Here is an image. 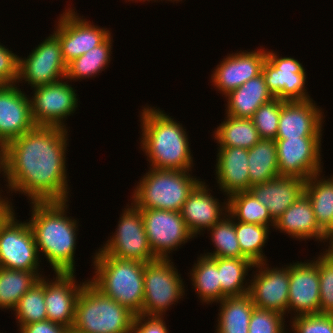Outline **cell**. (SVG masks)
Wrapping results in <instances>:
<instances>
[{"instance_id":"6da1fadb","label":"cell","mask_w":333,"mask_h":333,"mask_svg":"<svg viewBox=\"0 0 333 333\" xmlns=\"http://www.w3.org/2000/svg\"><path fill=\"white\" fill-rule=\"evenodd\" d=\"M68 133L61 127L35 126L2 148L0 178L7 195L21 194L28 203L70 200Z\"/></svg>"},{"instance_id":"7a4b0ae2","label":"cell","mask_w":333,"mask_h":333,"mask_svg":"<svg viewBox=\"0 0 333 333\" xmlns=\"http://www.w3.org/2000/svg\"><path fill=\"white\" fill-rule=\"evenodd\" d=\"M140 150L147 157L149 168L191 171L195 169L188 131L162 108L141 106ZM176 119V120H175ZM192 151V152H191Z\"/></svg>"},{"instance_id":"3957f363","label":"cell","mask_w":333,"mask_h":333,"mask_svg":"<svg viewBox=\"0 0 333 333\" xmlns=\"http://www.w3.org/2000/svg\"><path fill=\"white\" fill-rule=\"evenodd\" d=\"M69 201L30 202L27 221L34 233L40 260L45 257L53 272H76L79 219L68 216Z\"/></svg>"},{"instance_id":"277c9868","label":"cell","mask_w":333,"mask_h":333,"mask_svg":"<svg viewBox=\"0 0 333 333\" xmlns=\"http://www.w3.org/2000/svg\"><path fill=\"white\" fill-rule=\"evenodd\" d=\"M92 254L94 273L88 281L135 315L142 314L145 263L112 257L98 249Z\"/></svg>"},{"instance_id":"5b68a950","label":"cell","mask_w":333,"mask_h":333,"mask_svg":"<svg viewBox=\"0 0 333 333\" xmlns=\"http://www.w3.org/2000/svg\"><path fill=\"white\" fill-rule=\"evenodd\" d=\"M191 171L148 167L133 187L130 201L136 208L180 212L189 194L202 181Z\"/></svg>"},{"instance_id":"8992f818","label":"cell","mask_w":333,"mask_h":333,"mask_svg":"<svg viewBox=\"0 0 333 333\" xmlns=\"http://www.w3.org/2000/svg\"><path fill=\"white\" fill-rule=\"evenodd\" d=\"M134 317L128 308L87 281L76 301L71 330L80 333H131Z\"/></svg>"},{"instance_id":"52a82bcc","label":"cell","mask_w":333,"mask_h":333,"mask_svg":"<svg viewBox=\"0 0 333 333\" xmlns=\"http://www.w3.org/2000/svg\"><path fill=\"white\" fill-rule=\"evenodd\" d=\"M174 263L173 258H157L145 263L142 315L168 316L167 311L183 301L188 289Z\"/></svg>"},{"instance_id":"ba28073f","label":"cell","mask_w":333,"mask_h":333,"mask_svg":"<svg viewBox=\"0 0 333 333\" xmlns=\"http://www.w3.org/2000/svg\"><path fill=\"white\" fill-rule=\"evenodd\" d=\"M128 202L122 213L115 232L108 236L98 250L112 257L148 262L157 259L149 245L141 210Z\"/></svg>"},{"instance_id":"9c48e42d","label":"cell","mask_w":333,"mask_h":333,"mask_svg":"<svg viewBox=\"0 0 333 333\" xmlns=\"http://www.w3.org/2000/svg\"><path fill=\"white\" fill-rule=\"evenodd\" d=\"M70 82L63 78L32 90L29 97L32 119L36 126L61 127L69 130L70 127L65 122L69 116L75 115L80 102L77 89Z\"/></svg>"},{"instance_id":"30bf717a","label":"cell","mask_w":333,"mask_h":333,"mask_svg":"<svg viewBox=\"0 0 333 333\" xmlns=\"http://www.w3.org/2000/svg\"><path fill=\"white\" fill-rule=\"evenodd\" d=\"M74 4H68L55 21L53 33L60 41L62 56L66 64L100 45L111 29L101 27L77 13ZM72 6V7H71Z\"/></svg>"},{"instance_id":"8fae6325","label":"cell","mask_w":333,"mask_h":333,"mask_svg":"<svg viewBox=\"0 0 333 333\" xmlns=\"http://www.w3.org/2000/svg\"><path fill=\"white\" fill-rule=\"evenodd\" d=\"M303 66L295 57L281 56L279 52L266 48V60L261 73L274 98L284 101L313 99L305 86L307 71Z\"/></svg>"},{"instance_id":"7c38bea8","label":"cell","mask_w":333,"mask_h":333,"mask_svg":"<svg viewBox=\"0 0 333 333\" xmlns=\"http://www.w3.org/2000/svg\"><path fill=\"white\" fill-rule=\"evenodd\" d=\"M22 57L19 56L17 80L21 86L27 84L32 90L66 77L67 64L62 56L60 41L53 33L33 47L27 57Z\"/></svg>"},{"instance_id":"4fadbf2b","label":"cell","mask_w":333,"mask_h":333,"mask_svg":"<svg viewBox=\"0 0 333 333\" xmlns=\"http://www.w3.org/2000/svg\"><path fill=\"white\" fill-rule=\"evenodd\" d=\"M15 214L0 230V267L43 273L34 233L27 220ZM43 271H42V270Z\"/></svg>"},{"instance_id":"5bb4252c","label":"cell","mask_w":333,"mask_h":333,"mask_svg":"<svg viewBox=\"0 0 333 333\" xmlns=\"http://www.w3.org/2000/svg\"><path fill=\"white\" fill-rule=\"evenodd\" d=\"M153 254L157 258H172L187 242L194 240L178 211L138 208Z\"/></svg>"},{"instance_id":"9a60e30c","label":"cell","mask_w":333,"mask_h":333,"mask_svg":"<svg viewBox=\"0 0 333 333\" xmlns=\"http://www.w3.org/2000/svg\"><path fill=\"white\" fill-rule=\"evenodd\" d=\"M322 138H276L280 176H294L307 180L323 171Z\"/></svg>"},{"instance_id":"2e32d148","label":"cell","mask_w":333,"mask_h":333,"mask_svg":"<svg viewBox=\"0 0 333 333\" xmlns=\"http://www.w3.org/2000/svg\"><path fill=\"white\" fill-rule=\"evenodd\" d=\"M281 266L273 267L268 261L255 264L249 276V294L255 307L276 311L288 318L289 264Z\"/></svg>"},{"instance_id":"e0dca14e","label":"cell","mask_w":333,"mask_h":333,"mask_svg":"<svg viewBox=\"0 0 333 333\" xmlns=\"http://www.w3.org/2000/svg\"><path fill=\"white\" fill-rule=\"evenodd\" d=\"M221 60L211 71L209 79L212 87L223 97L261 74L266 49L262 45L255 50L231 51Z\"/></svg>"},{"instance_id":"ac0fdd59","label":"cell","mask_w":333,"mask_h":333,"mask_svg":"<svg viewBox=\"0 0 333 333\" xmlns=\"http://www.w3.org/2000/svg\"><path fill=\"white\" fill-rule=\"evenodd\" d=\"M53 273V279L44 274L47 319L71 330L75 320L77 298L89 277L81 282L77 281L76 272Z\"/></svg>"},{"instance_id":"d6986e66","label":"cell","mask_w":333,"mask_h":333,"mask_svg":"<svg viewBox=\"0 0 333 333\" xmlns=\"http://www.w3.org/2000/svg\"><path fill=\"white\" fill-rule=\"evenodd\" d=\"M318 264L312 259L289 263L288 314L320 313Z\"/></svg>"},{"instance_id":"ffe728a7","label":"cell","mask_w":333,"mask_h":333,"mask_svg":"<svg viewBox=\"0 0 333 333\" xmlns=\"http://www.w3.org/2000/svg\"><path fill=\"white\" fill-rule=\"evenodd\" d=\"M211 189L202 180L189 194L180 210L188 230L195 238L205 234L206 230L228 214V197L225 196L222 202L214 196Z\"/></svg>"},{"instance_id":"44dd1931","label":"cell","mask_w":333,"mask_h":333,"mask_svg":"<svg viewBox=\"0 0 333 333\" xmlns=\"http://www.w3.org/2000/svg\"><path fill=\"white\" fill-rule=\"evenodd\" d=\"M23 90L17 83L0 88L1 148L36 126L32 119L30 97Z\"/></svg>"},{"instance_id":"7402d4cb","label":"cell","mask_w":333,"mask_h":333,"mask_svg":"<svg viewBox=\"0 0 333 333\" xmlns=\"http://www.w3.org/2000/svg\"><path fill=\"white\" fill-rule=\"evenodd\" d=\"M325 118L324 109L314 99L282 100L276 138L322 137Z\"/></svg>"},{"instance_id":"603a6c76","label":"cell","mask_w":333,"mask_h":333,"mask_svg":"<svg viewBox=\"0 0 333 333\" xmlns=\"http://www.w3.org/2000/svg\"><path fill=\"white\" fill-rule=\"evenodd\" d=\"M215 182L224 196L249 191L248 150L241 147H217Z\"/></svg>"},{"instance_id":"cb8c5ba5","label":"cell","mask_w":333,"mask_h":333,"mask_svg":"<svg viewBox=\"0 0 333 333\" xmlns=\"http://www.w3.org/2000/svg\"><path fill=\"white\" fill-rule=\"evenodd\" d=\"M274 230L297 241L314 240L326 246L324 230L316 221L312 204L304 193L276 221Z\"/></svg>"},{"instance_id":"d4e9b609","label":"cell","mask_w":333,"mask_h":333,"mask_svg":"<svg viewBox=\"0 0 333 333\" xmlns=\"http://www.w3.org/2000/svg\"><path fill=\"white\" fill-rule=\"evenodd\" d=\"M306 180L294 176H279L254 184L249 191L263 204L276 221L302 194Z\"/></svg>"},{"instance_id":"484cf974","label":"cell","mask_w":333,"mask_h":333,"mask_svg":"<svg viewBox=\"0 0 333 333\" xmlns=\"http://www.w3.org/2000/svg\"><path fill=\"white\" fill-rule=\"evenodd\" d=\"M223 97L227 103L225 114L235 118H251L262 104L274 98L262 73Z\"/></svg>"},{"instance_id":"4316f807","label":"cell","mask_w":333,"mask_h":333,"mask_svg":"<svg viewBox=\"0 0 333 333\" xmlns=\"http://www.w3.org/2000/svg\"><path fill=\"white\" fill-rule=\"evenodd\" d=\"M193 263L187 274L200 303L212 306V304L220 302L221 285L217 257H209L200 253Z\"/></svg>"},{"instance_id":"83f0119b","label":"cell","mask_w":333,"mask_h":333,"mask_svg":"<svg viewBox=\"0 0 333 333\" xmlns=\"http://www.w3.org/2000/svg\"><path fill=\"white\" fill-rule=\"evenodd\" d=\"M216 305H219V309H217L219 312L214 333L249 332V322L255 307L249 293L226 297L217 302Z\"/></svg>"},{"instance_id":"f1b7e54d","label":"cell","mask_w":333,"mask_h":333,"mask_svg":"<svg viewBox=\"0 0 333 333\" xmlns=\"http://www.w3.org/2000/svg\"><path fill=\"white\" fill-rule=\"evenodd\" d=\"M321 171L306 180L304 193L309 198L315 218L324 230L326 245L331 240V215L333 212V175Z\"/></svg>"},{"instance_id":"f546056e","label":"cell","mask_w":333,"mask_h":333,"mask_svg":"<svg viewBox=\"0 0 333 333\" xmlns=\"http://www.w3.org/2000/svg\"><path fill=\"white\" fill-rule=\"evenodd\" d=\"M113 34L111 33L100 45L75 58L67 64L66 79L81 82L82 79H93L107 70L113 56Z\"/></svg>"},{"instance_id":"4dcf8cb0","label":"cell","mask_w":333,"mask_h":333,"mask_svg":"<svg viewBox=\"0 0 333 333\" xmlns=\"http://www.w3.org/2000/svg\"><path fill=\"white\" fill-rule=\"evenodd\" d=\"M217 147L252 148L261 138L251 118H235L225 114L223 122L212 131Z\"/></svg>"},{"instance_id":"1f68e13d","label":"cell","mask_w":333,"mask_h":333,"mask_svg":"<svg viewBox=\"0 0 333 333\" xmlns=\"http://www.w3.org/2000/svg\"><path fill=\"white\" fill-rule=\"evenodd\" d=\"M253 264L247 258L217 257V268L221 285V300L226 297L241 296L249 293ZM248 279H247V278Z\"/></svg>"},{"instance_id":"d6a6232c","label":"cell","mask_w":333,"mask_h":333,"mask_svg":"<svg viewBox=\"0 0 333 333\" xmlns=\"http://www.w3.org/2000/svg\"><path fill=\"white\" fill-rule=\"evenodd\" d=\"M248 172L251 185L264 183L280 176L274 139H260L248 149Z\"/></svg>"},{"instance_id":"836d02e7","label":"cell","mask_w":333,"mask_h":333,"mask_svg":"<svg viewBox=\"0 0 333 333\" xmlns=\"http://www.w3.org/2000/svg\"><path fill=\"white\" fill-rule=\"evenodd\" d=\"M43 274L0 267V310H9L12 313L20 298Z\"/></svg>"},{"instance_id":"e575fe53","label":"cell","mask_w":333,"mask_h":333,"mask_svg":"<svg viewBox=\"0 0 333 333\" xmlns=\"http://www.w3.org/2000/svg\"><path fill=\"white\" fill-rule=\"evenodd\" d=\"M228 214L238 222L259 224L272 229L275 226L268 209L250 191L236 192L228 196Z\"/></svg>"},{"instance_id":"d590c367","label":"cell","mask_w":333,"mask_h":333,"mask_svg":"<svg viewBox=\"0 0 333 333\" xmlns=\"http://www.w3.org/2000/svg\"><path fill=\"white\" fill-rule=\"evenodd\" d=\"M234 225L241 254L253 264L269 261L264 253V247L269 240L272 229L268 226L235 220Z\"/></svg>"},{"instance_id":"8d00e7d4","label":"cell","mask_w":333,"mask_h":333,"mask_svg":"<svg viewBox=\"0 0 333 333\" xmlns=\"http://www.w3.org/2000/svg\"><path fill=\"white\" fill-rule=\"evenodd\" d=\"M209 231V232H208ZM207 234L211 245L214 250L205 252L204 255L209 257H222V258H245L241 254V249L235 233V225L233 218L227 214L216 224H214Z\"/></svg>"},{"instance_id":"74e56055","label":"cell","mask_w":333,"mask_h":333,"mask_svg":"<svg viewBox=\"0 0 333 333\" xmlns=\"http://www.w3.org/2000/svg\"><path fill=\"white\" fill-rule=\"evenodd\" d=\"M12 312L17 327L47 320L44 301V275L20 298Z\"/></svg>"},{"instance_id":"f35d334b","label":"cell","mask_w":333,"mask_h":333,"mask_svg":"<svg viewBox=\"0 0 333 333\" xmlns=\"http://www.w3.org/2000/svg\"><path fill=\"white\" fill-rule=\"evenodd\" d=\"M312 258L318 264L320 313L333 314V258L324 250Z\"/></svg>"},{"instance_id":"ab89813d","label":"cell","mask_w":333,"mask_h":333,"mask_svg":"<svg viewBox=\"0 0 333 333\" xmlns=\"http://www.w3.org/2000/svg\"><path fill=\"white\" fill-rule=\"evenodd\" d=\"M282 100L273 98L262 104L251 117L261 139H276Z\"/></svg>"},{"instance_id":"60d3db41","label":"cell","mask_w":333,"mask_h":333,"mask_svg":"<svg viewBox=\"0 0 333 333\" xmlns=\"http://www.w3.org/2000/svg\"><path fill=\"white\" fill-rule=\"evenodd\" d=\"M285 317L276 311L254 307L248 333H289Z\"/></svg>"},{"instance_id":"b9f144b4","label":"cell","mask_w":333,"mask_h":333,"mask_svg":"<svg viewBox=\"0 0 333 333\" xmlns=\"http://www.w3.org/2000/svg\"><path fill=\"white\" fill-rule=\"evenodd\" d=\"M289 320L290 333H333V314L297 315Z\"/></svg>"},{"instance_id":"7bdbcfd3","label":"cell","mask_w":333,"mask_h":333,"mask_svg":"<svg viewBox=\"0 0 333 333\" xmlns=\"http://www.w3.org/2000/svg\"><path fill=\"white\" fill-rule=\"evenodd\" d=\"M0 42V78L6 84H16L18 80L19 55Z\"/></svg>"},{"instance_id":"ee69618b","label":"cell","mask_w":333,"mask_h":333,"mask_svg":"<svg viewBox=\"0 0 333 333\" xmlns=\"http://www.w3.org/2000/svg\"><path fill=\"white\" fill-rule=\"evenodd\" d=\"M165 318L167 316L135 315L131 333H170Z\"/></svg>"},{"instance_id":"f6af8a7d","label":"cell","mask_w":333,"mask_h":333,"mask_svg":"<svg viewBox=\"0 0 333 333\" xmlns=\"http://www.w3.org/2000/svg\"><path fill=\"white\" fill-rule=\"evenodd\" d=\"M18 333H69L70 329L50 320L18 326Z\"/></svg>"},{"instance_id":"bcb514c9","label":"cell","mask_w":333,"mask_h":333,"mask_svg":"<svg viewBox=\"0 0 333 333\" xmlns=\"http://www.w3.org/2000/svg\"><path fill=\"white\" fill-rule=\"evenodd\" d=\"M11 200L13 201V197L5 196L4 193L0 195V230L15 214H18Z\"/></svg>"},{"instance_id":"7dc6e473","label":"cell","mask_w":333,"mask_h":333,"mask_svg":"<svg viewBox=\"0 0 333 333\" xmlns=\"http://www.w3.org/2000/svg\"><path fill=\"white\" fill-rule=\"evenodd\" d=\"M131 1H132L133 3H134V2H135V3H136V2H137V3H138V2H142V3H144V2H147V1H148V3H149L150 1H152L153 3H154V2L157 3V2H160V1L163 2L164 0H128L127 2H131ZM166 1H167V2L169 1V2H171V3H173V4H174V3L177 4V3H179V2H182L183 0H165V2H166Z\"/></svg>"},{"instance_id":"c3c4849f","label":"cell","mask_w":333,"mask_h":333,"mask_svg":"<svg viewBox=\"0 0 333 333\" xmlns=\"http://www.w3.org/2000/svg\"><path fill=\"white\" fill-rule=\"evenodd\" d=\"M322 250L326 251L333 258V238L327 243L325 248Z\"/></svg>"},{"instance_id":"681fc988","label":"cell","mask_w":333,"mask_h":333,"mask_svg":"<svg viewBox=\"0 0 333 333\" xmlns=\"http://www.w3.org/2000/svg\"><path fill=\"white\" fill-rule=\"evenodd\" d=\"M0 174H2V148L0 147Z\"/></svg>"},{"instance_id":"f907efd6","label":"cell","mask_w":333,"mask_h":333,"mask_svg":"<svg viewBox=\"0 0 333 333\" xmlns=\"http://www.w3.org/2000/svg\"><path fill=\"white\" fill-rule=\"evenodd\" d=\"M333 238V212L331 215V239Z\"/></svg>"},{"instance_id":"816d5d0a","label":"cell","mask_w":333,"mask_h":333,"mask_svg":"<svg viewBox=\"0 0 333 333\" xmlns=\"http://www.w3.org/2000/svg\"><path fill=\"white\" fill-rule=\"evenodd\" d=\"M6 83L0 78V88L4 87Z\"/></svg>"},{"instance_id":"f5cc1de1","label":"cell","mask_w":333,"mask_h":333,"mask_svg":"<svg viewBox=\"0 0 333 333\" xmlns=\"http://www.w3.org/2000/svg\"><path fill=\"white\" fill-rule=\"evenodd\" d=\"M2 188H3V185H2V187H1V184H0V195L3 194L2 192H5V191H3Z\"/></svg>"},{"instance_id":"db71d44e","label":"cell","mask_w":333,"mask_h":333,"mask_svg":"<svg viewBox=\"0 0 333 333\" xmlns=\"http://www.w3.org/2000/svg\"><path fill=\"white\" fill-rule=\"evenodd\" d=\"M69 333H80V332H75V331L70 330Z\"/></svg>"}]
</instances>
